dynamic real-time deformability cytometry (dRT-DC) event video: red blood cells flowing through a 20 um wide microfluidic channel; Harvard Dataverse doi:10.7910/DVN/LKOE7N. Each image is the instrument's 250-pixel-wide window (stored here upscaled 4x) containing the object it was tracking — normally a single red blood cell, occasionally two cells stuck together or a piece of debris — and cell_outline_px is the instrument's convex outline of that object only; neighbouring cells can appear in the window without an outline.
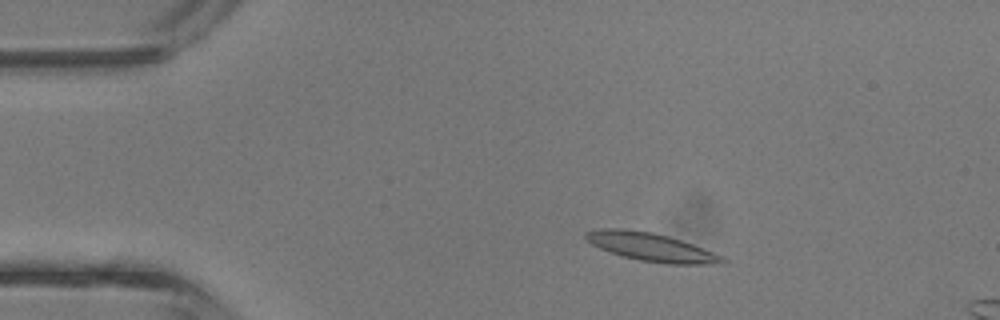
{"species": "common noctule bat (a hibernating species)", "species_latin": "Nyctalus noctula", "temperature_condition": "room temperature", "stored_images_in_passage": 35, "camera_frame_rate_fps": 3000, "um_per_image_px": 0.085, "animal": {"sex": "male", "body_mass_g": 13.3}, "frame": {"image": 1, "passage_image": 1, "time_ms": 0.0, "image_size_px": [1000, 320], "cell_outline_px": [[728, 260], [720, 264], [668, 264], [640, 260], [624, 256], [600, 248], [592, 244], [584, 236], [584, 232], [600, 228], [624, 228], [652, 232], [668, 236], [692, 244], [724, 256]], "centroid_in_image_um": [55.36, 20.99], "position_along_channel_um": 29.6, "area_um2": 22.37}}
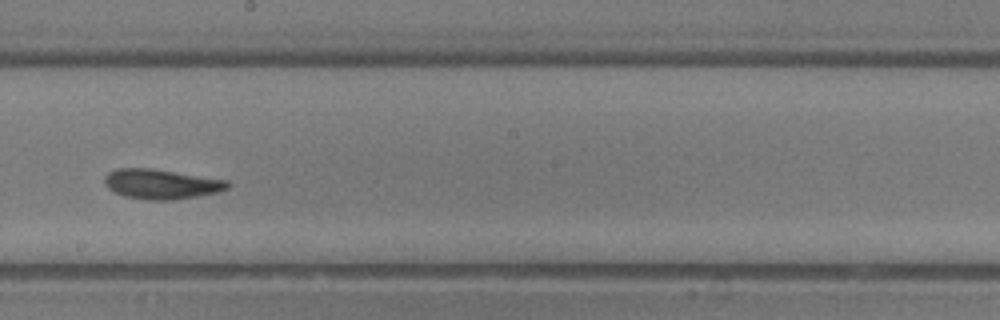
{"frame": {"image": 2, "passage_image": 17, "time_ms": 5.333, "image_size_px": [1000, 320], "cell_outline_px": [[232, 184], [228, 188], [216, 192], [196, 196], [172, 200], [148, 200], [124, 196], [108, 188], [104, 184], [104, 176], [108, 172], [116, 168], [152, 168], [228, 180]], "centroid_in_image_um": [13.69, 15.63], "position_along_channel_um": 234.5, "area_um2": 21.44}}
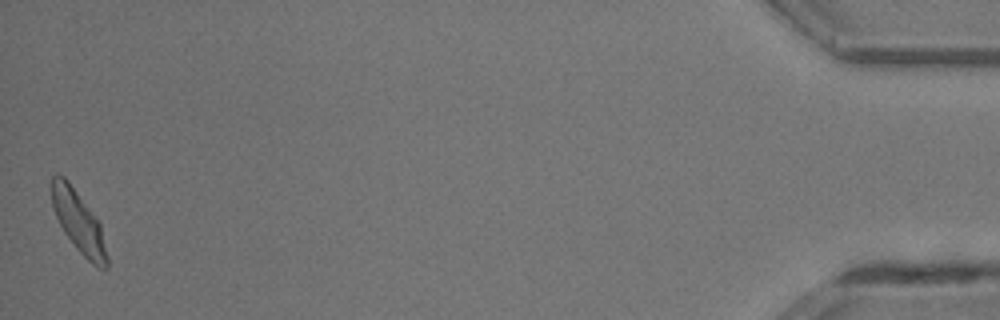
{"frame": {"image": 3, "passage_image": 35, "time_ms": 11.333, "image_size_px": [1000, 320], "cell_outline_px": [[108, 268], [100, 268], [92, 264], [76, 248], [64, 232], [52, 208], [52, 176], [56, 172], [64, 176], [68, 180], [100, 224], [108, 256]], "centroid_in_image_um": [6.67, 18.86], "position_along_channel_um": 428.5, "area_um2": 19.54}, "authors_computed_cell_mechanics": {"area_um2": 20.2878, "velocity_mm_per_s": 4.9016, "shape_relaxation_time_tau1_ms": 3.5942, "shape_relaxation_time_tau2_ms": 1.4597, "deformation_change_tau1": 0.167, "deformation_change_tau2": 0.0583}}